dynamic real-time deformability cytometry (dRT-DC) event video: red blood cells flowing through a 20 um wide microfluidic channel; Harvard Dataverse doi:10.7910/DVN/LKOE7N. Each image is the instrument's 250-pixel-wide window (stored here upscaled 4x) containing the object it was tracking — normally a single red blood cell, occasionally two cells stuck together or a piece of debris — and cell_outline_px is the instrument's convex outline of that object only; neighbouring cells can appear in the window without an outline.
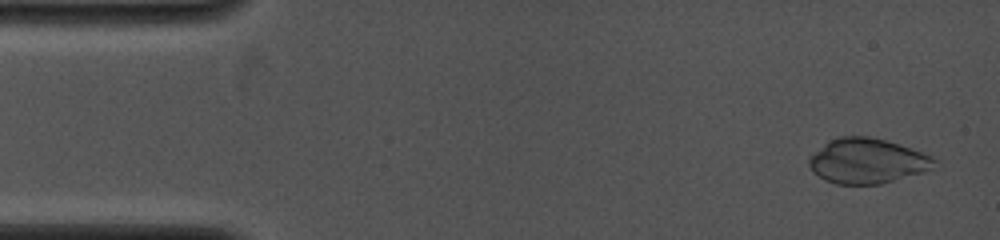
{"species": "common noctule bat (a hibernating species)", "species_latin": "Nyctalus noctula", "temperature_condition": "cold", "stored_images_in_passage": 16, "camera_frame_rate_fps": 4000, "um_per_image_px": 0.085, "animal": {"sex": "female", "body_mass_g": 19.0, "forearm_length_mm": 53.3}, "frame": {"image": 1, "passage_image": 2, "time_ms": 0.5, "image_size_px": [1000, 240], "cell_outline_px": [[940, 160], [932, 168], [924, 172], [880, 184], [836, 184], [824, 180], [812, 172], [808, 164], [808, 156], [828, 140], [840, 136], [868, 136], [884, 140], [932, 156]], "centroid_in_image_um": [73.67, 13.69], "position_along_channel_um": 11.3, "area_um2": 33.0}}